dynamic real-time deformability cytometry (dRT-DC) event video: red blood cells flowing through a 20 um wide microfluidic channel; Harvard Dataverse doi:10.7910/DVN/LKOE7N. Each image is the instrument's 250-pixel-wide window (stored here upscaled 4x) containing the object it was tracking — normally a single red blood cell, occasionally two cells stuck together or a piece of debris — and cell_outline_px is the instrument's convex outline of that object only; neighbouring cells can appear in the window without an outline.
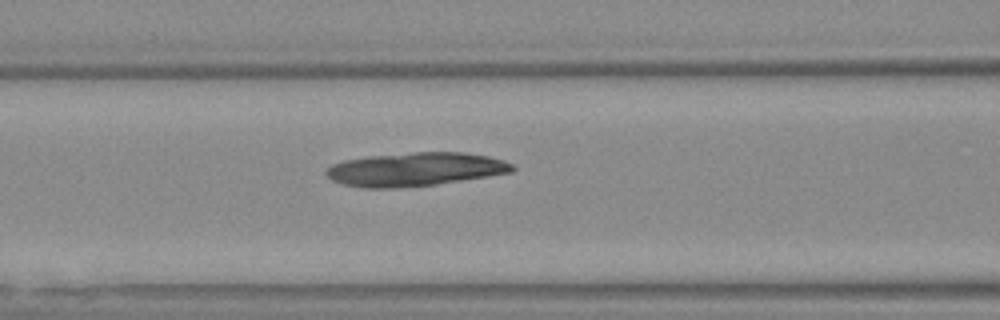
{"species": "Egyptian fruit bat (a non-hibernating species)", "species_latin": "Rousettus aegyptiacus", "temperature_condition": "warm", "stored_images_in_passage": 36, "camera_frame_rate_fps": 3000, "um_per_image_px": 0.085, "animal": {"sex": "female"}, "frame": {"image": 1, "passage_image": 7, "time_ms": 2.0, "image_size_px": [1000, 320], "cell_outline_px": [[516, 168], [512, 172], [436, 184], [388, 188], [364, 188], [344, 184], [332, 180], [324, 172], [332, 164], [344, 160], [368, 156], [412, 152], [464, 152], [488, 156], [504, 160], [512, 164]], "centroid_in_image_um": [35.29, 14.38], "position_along_channel_um": 131.3, "area_um2": 36.24}}
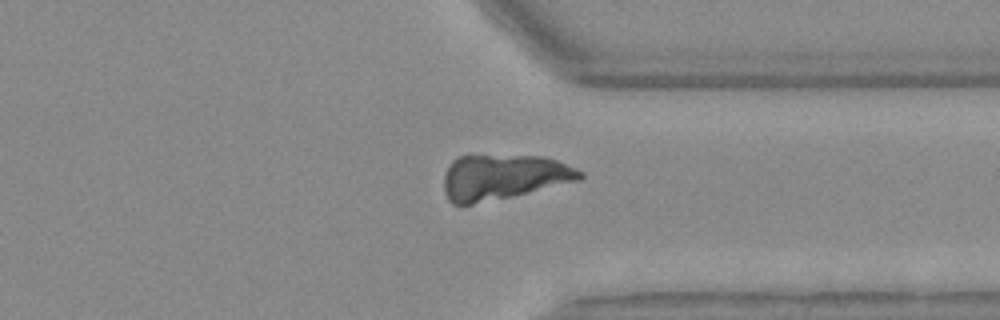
{"frame": {"image": 2, "passage_image": 26, "time_ms": 8.333, "image_size_px": [1000, 320], "cell_outline_px": [[584, 176], [580, 180], [512, 196], [472, 204], [452, 204], [448, 200], [444, 192], [444, 176], [448, 164], [456, 156], [468, 152], [544, 156], [556, 160], [576, 168], [584, 172]], "centroid_in_image_um": [42.72, 14.98], "position_along_channel_um": 368.7, "area_um2": 36.99}}
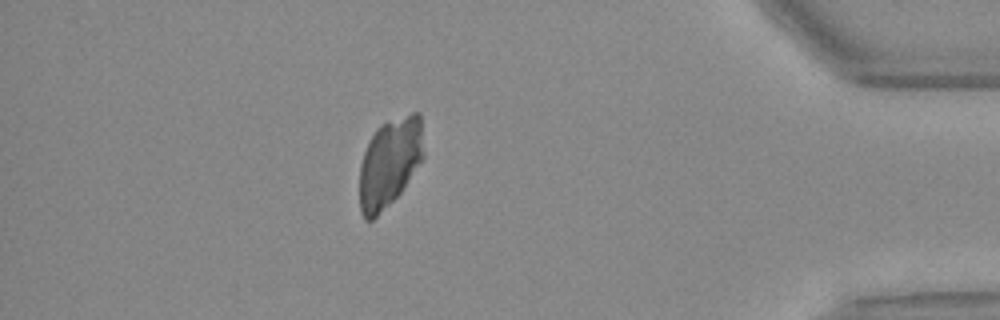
{"frame": {"image": 3, "passage_image": 32, "time_ms": 10.333, "image_size_px": [1000, 320], "cell_outline_px": [[424, 156], [400, 192], [372, 220], [364, 220], [360, 212], [360, 164], [368, 140], [376, 128], [380, 124], [412, 112], [420, 112], [424, 152]], "centroid_in_image_um": [33.11, 13.78], "position_along_channel_um": 402.1, "area_um2": 33.06}}